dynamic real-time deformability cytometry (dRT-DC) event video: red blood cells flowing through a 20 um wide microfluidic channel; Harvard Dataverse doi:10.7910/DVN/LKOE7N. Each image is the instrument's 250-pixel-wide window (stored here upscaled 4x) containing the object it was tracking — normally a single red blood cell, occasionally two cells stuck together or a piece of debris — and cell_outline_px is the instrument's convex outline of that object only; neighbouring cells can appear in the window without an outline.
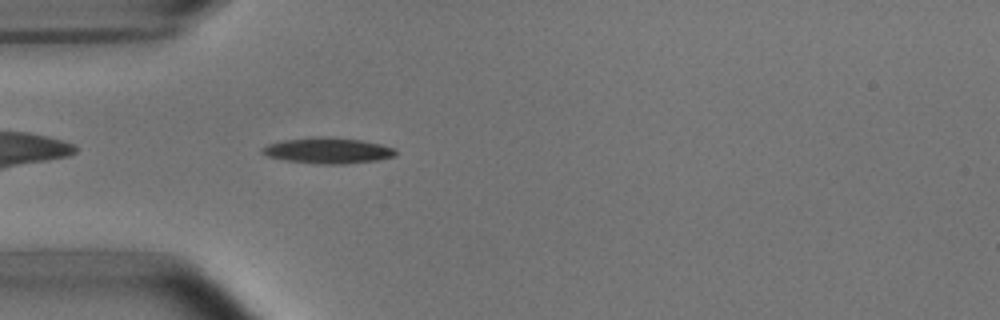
{"species": "common noctule bat (a hibernating species)", "species_latin": "Nyctalus noctula", "temperature_condition": "room temperature", "stored_images_in_passage": 38, "camera_frame_rate_fps": 3000, "um_per_image_px": 0.085, "animal": {"sex": "male", "body_mass_g": 15.6}, "frame": {"image": 1, "passage_image": 1, "time_ms": 0.0, "image_size_px": [1000, 320], "cell_outline_px": [[396, 156], [376, 160], [344, 164], [320, 164], [284, 160], [264, 156], [260, 152], [260, 148], [268, 144], [284, 140], [316, 136], [320, 136], [360, 140], [380, 144], [396, 148]], "centroid_in_image_um": [27.82, 12.8], "position_along_channel_um": 57.2, "area_um2": 20.17}}
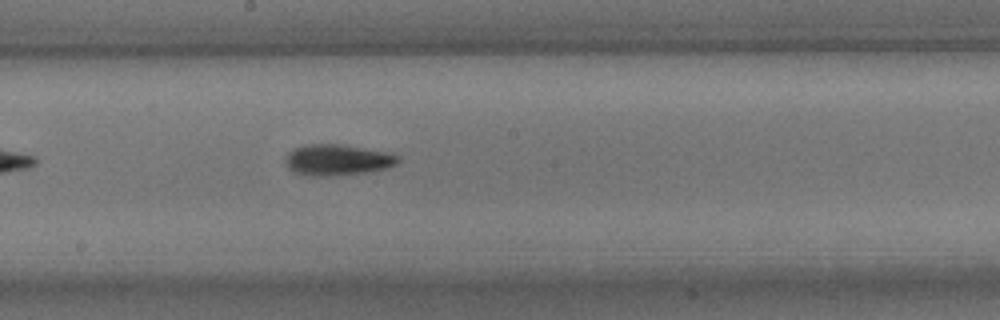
{"frame": {"image": 2, "passage_image": 14, "time_ms": 4.333, "image_size_px": [1000, 320], "cell_outline_px": [[400, 160], [396, 164], [388, 168], [368, 172], [320, 176], [304, 176], [292, 172], [288, 168], [284, 160], [288, 152], [304, 144], [340, 144], [388, 152], [400, 156]], "centroid_in_image_um": [28.66, 13.59], "position_along_channel_um": 219.5, "area_um2": 20.52}}
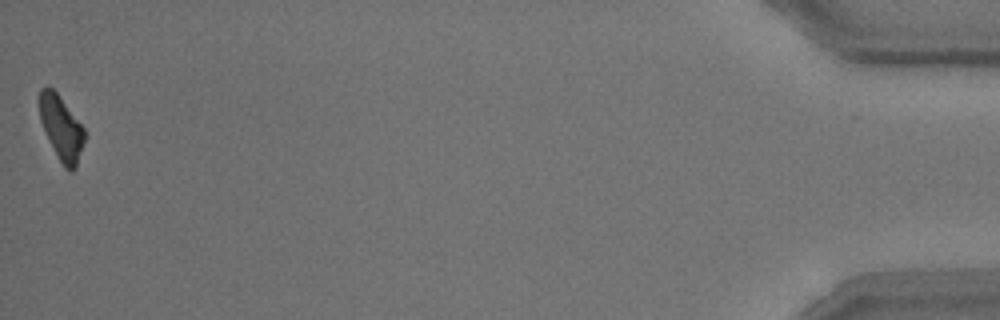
{"frame": {"image": 3, "passage_image": 38, "time_ms": 12.333, "image_size_px": [1000, 320], "cell_outline_px": [[84, 140], [76, 168], [72, 172], [64, 168], [40, 120], [40, 88], [52, 88], [56, 92], [84, 128]], "centroid_in_image_um": [5.23, 10.9], "position_along_channel_um": 430.0, "area_um2": 16.13}, "authors_computed_cell_mechanics": {"area_um2": 18.7272, "velocity_mm_per_s": 3.8087, "shape_relaxation_time_tau1_ms": 2.5716, "shape_relaxation_time_tau2_ms": 8.5067, "deformation_change_tau1": 0.1454, "deformation_change_tau2": 0.1784}}